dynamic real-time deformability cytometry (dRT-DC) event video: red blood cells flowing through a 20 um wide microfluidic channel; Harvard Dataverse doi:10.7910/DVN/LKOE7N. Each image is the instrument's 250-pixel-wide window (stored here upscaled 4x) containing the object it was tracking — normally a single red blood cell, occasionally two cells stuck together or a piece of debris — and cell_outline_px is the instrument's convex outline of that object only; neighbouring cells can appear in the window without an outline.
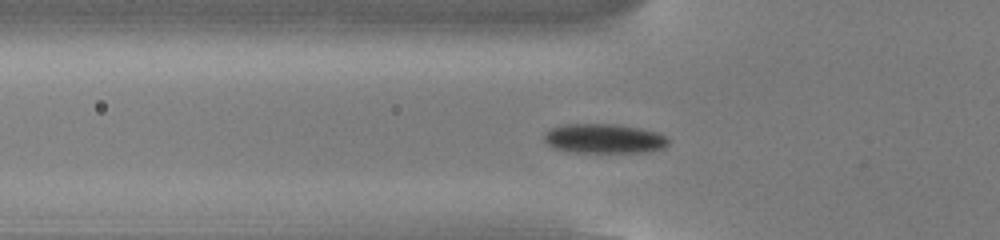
{"species": "common noctule bat (a hibernating species)", "species_latin": "Nyctalus noctula", "temperature_condition": "cold", "stored_images_in_passage": 53, "camera_frame_rate_fps": 3000, "um_per_image_px": 0.085, "animal": {"sex": "male", "body_mass_g": 13.0, "forearm_length_mm": 53.1}, "frame": {"image": 1, "passage_image": 18, "time_ms": 5.667, "image_size_px": [1000, 240], "cell_outline_px": [[668, 144], [664, 148], [648, 152], [576, 152], [552, 148], [544, 140], [544, 132], [552, 128], [564, 124], [616, 124], [640, 128], [660, 132], [668, 140]], "centroid_in_image_um": [51.35, 11.78], "position_along_channel_um": 74.4, "area_um2": 21.44}}
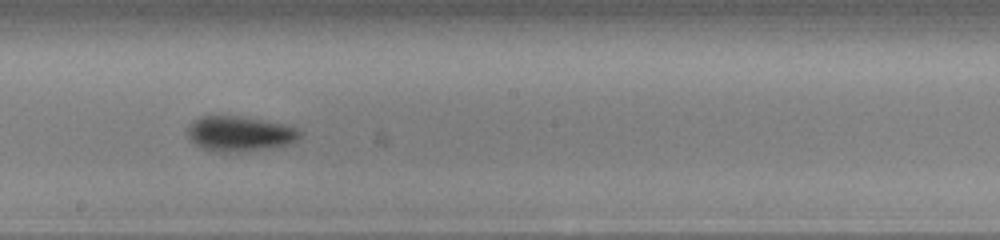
{"frame": {"image": 2, "passage_image": 30, "time_ms": 9.667, "image_size_px": [1000, 240], "cell_outline_px": [[304, 132], [296, 140], [288, 144], [276, 148], [236, 152], [216, 152], [200, 148], [188, 140], [188, 128], [192, 120], [200, 116], [240, 116], [284, 124], [296, 128]], "centroid_in_image_um": [20.35, 11.38], "position_along_channel_um": 227.8, "area_um2": 23.35}}
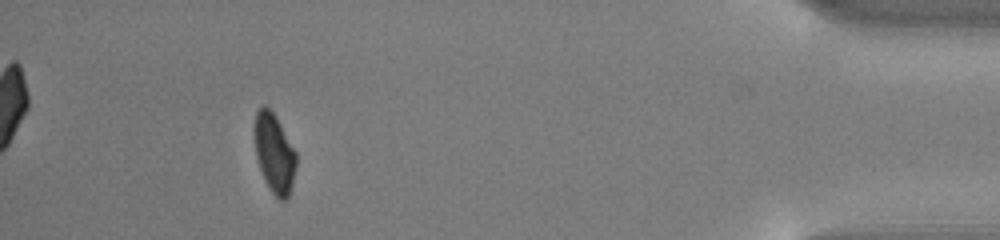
{"frame": {"image": 3, "passage_image": 49, "time_ms": 16.0, "image_size_px": [1000, 240], "cell_outline_px": [[296, 168], [292, 184], [288, 196], [284, 200], [280, 200], [272, 192], [264, 180], [256, 156], [256, 112], [264, 104], [276, 116], [296, 152]], "centroid_in_image_um": [23.34, 13.05], "position_along_channel_um": 411.9, "area_um2": 18.73}, "authors_computed_cell_mechanics": {"area_um2": 20.808, "velocity_mm_per_s": 3.8331, "shape_relaxation_time_tau1_ms": 1.9912, "shape_relaxation_time_tau2_ms": null, "deformation_change_tau1": 0.1039, "deformation_change_tau2": null}}